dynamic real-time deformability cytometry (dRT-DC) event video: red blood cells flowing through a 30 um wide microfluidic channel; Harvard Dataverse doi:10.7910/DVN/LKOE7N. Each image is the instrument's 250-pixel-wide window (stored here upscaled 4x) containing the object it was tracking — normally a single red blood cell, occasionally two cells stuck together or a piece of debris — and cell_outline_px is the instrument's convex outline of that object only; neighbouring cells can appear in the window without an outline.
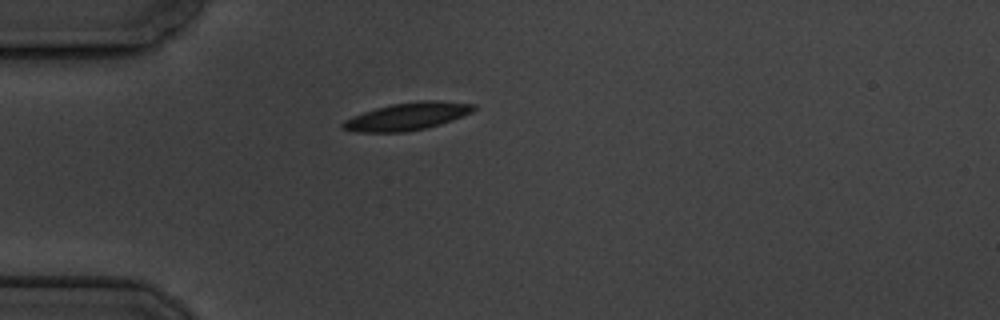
{"species": "common noctule bat (a hibernating species)", "species_latin": "Nyctalus noctula", "temperature_condition": "cold", "stored_images_in_passage": 5, "camera_frame_rate_fps": 3000, "um_per_image_px": 0.085, "animal": {"sex": "male", "body_mass_g": 19.5, "forearm_length_mm": 54.6}, "frame": {"image": 1, "passage_image": 1, "time_ms": 0.0, "image_size_px": [1000, 320], "cell_outline_px": [[476, 108], [472, 112], [440, 124], [424, 128], [404, 132], [356, 132], [340, 128], [340, 124], [344, 120], [352, 116], [376, 108], [392, 104], [420, 100], [436, 100], [476, 104]], "centroid_in_image_um": [34.59, 9.89], "position_along_channel_um": 50.4, "area_um2": 20.92}}
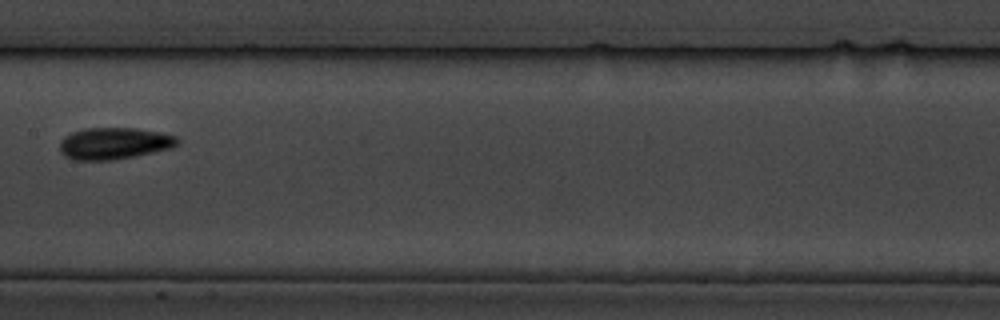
{"frame": {"image": 2, "passage_image": 5, "time_ms": 4.667, "image_size_px": [1000, 320], "cell_outline_px": [[180, 144], [172, 148], [112, 160], [76, 160], [64, 156], [60, 152], [60, 140], [64, 136], [72, 132], [84, 128], [136, 128], [160, 132], [176, 136], [180, 140]], "centroid_in_image_um": [9.7, 12.18], "position_along_channel_um": 197.7, "area_um2": 21.85}}